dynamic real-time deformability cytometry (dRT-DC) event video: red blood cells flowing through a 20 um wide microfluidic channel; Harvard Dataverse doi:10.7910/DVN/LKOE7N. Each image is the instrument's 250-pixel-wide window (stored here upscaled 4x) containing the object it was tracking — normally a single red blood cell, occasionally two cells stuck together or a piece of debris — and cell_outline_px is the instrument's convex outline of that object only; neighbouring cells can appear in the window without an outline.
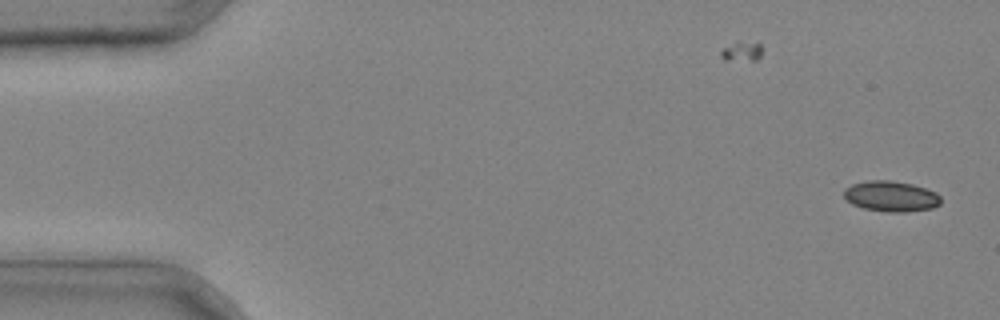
{"species": "common noctule bat (a hibernating species)", "species_latin": "Nyctalus noctula", "temperature_condition": "cold", "stored_images_in_passage": 41, "camera_frame_rate_fps": 3000, "um_per_image_px": 0.085, "animal": {"sex": "male", "body_mass_g": 20.4}, "frame": {"image": 1, "passage_image": 1, "time_ms": 0.0, "image_size_px": [1000, 320], "cell_outline_px": [[940, 204], [932, 208], [908, 212], [884, 212], [864, 208], [852, 204], [844, 196], [844, 188], [852, 184], [868, 180], [888, 180], [912, 184], [936, 192], [940, 196]], "centroid_in_image_um": [75.73, 16.69], "position_along_channel_um": 9.3, "area_um2": 17.28}}
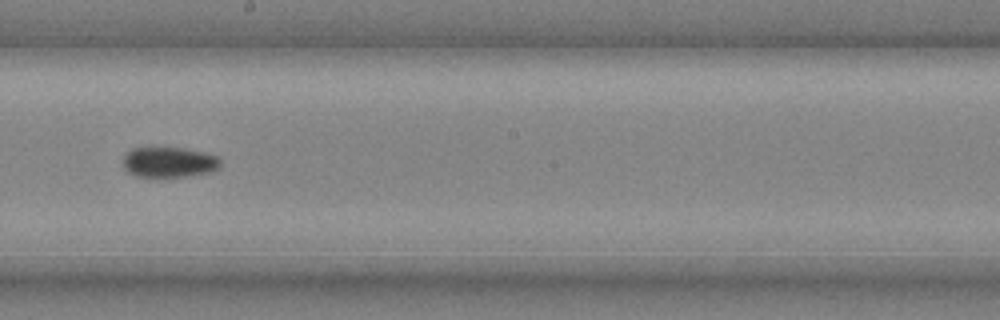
{"frame": {"image": 2, "passage_image": 24, "time_ms": 7.667, "image_size_px": [1000, 320], "cell_outline_px": [[220, 168], [212, 172], [156, 180], [136, 176], [128, 172], [124, 168], [124, 152], [132, 148], [156, 144], [184, 148], [204, 152], [216, 156], [220, 160]], "centroid_in_image_um": [14.3, 13.77], "position_along_channel_um": 233.9, "area_um2": 18.61}}
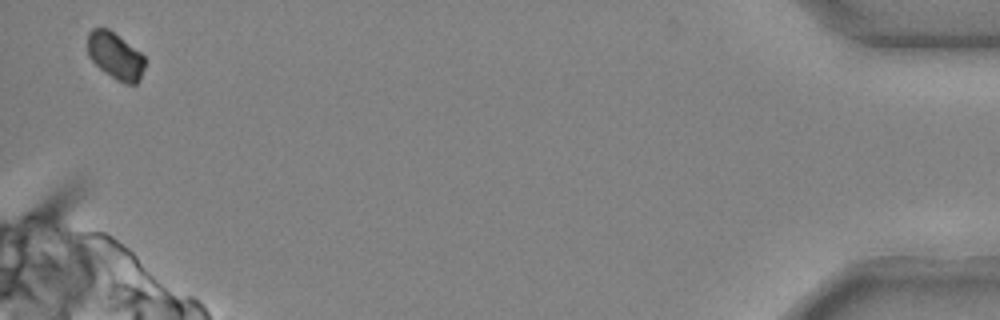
{"frame": {"image": 3, "passage_image": 41, "time_ms": 13.333, "image_size_px": [1000, 320], "cell_outline_px": [[144, 68], [140, 80], [136, 84], [124, 84], [116, 80], [104, 72], [88, 56], [88, 32], [92, 28], [108, 28], [140, 52], [144, 56]], "centroid_in_image_um": [9.8, 4.76], "position_along_channel_um": 425.4, "area_um2": 15.61}}